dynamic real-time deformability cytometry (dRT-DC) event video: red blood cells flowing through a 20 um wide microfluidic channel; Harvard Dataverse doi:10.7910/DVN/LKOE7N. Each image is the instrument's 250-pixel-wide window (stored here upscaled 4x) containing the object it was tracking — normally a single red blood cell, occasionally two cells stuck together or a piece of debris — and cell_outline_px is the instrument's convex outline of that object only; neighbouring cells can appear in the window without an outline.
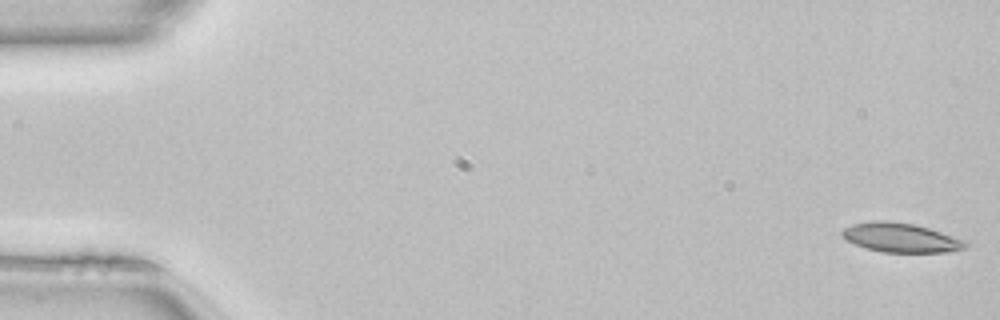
{"species": "common noctule bat (a hibernating species)", "species_latin": "Nyctalus noctula", "temperature_condition": "room temperature", "stored_images_in_passage": 47, "camera_frame_rate_fps": 3000, "um_per_image_px": 0.085, "animal": {"sex": "female", "body_mass_g": 22.7, "forearm_length_mm": 54.2}, "frame": {"image": 1, "passage_image": 1, "time_ms": 0.0, "image_size_px": [1000, 320], "cell_outline_px": [[968, 244], [964, 248], [944, 252], [884, 252], [868, 248], [856, 244], [840, 236], [840, 232], [844, 228], [852, 224], [872, 220], [888, 220], [916, 224], [968, 240]], "centroid_in_image_um": [76.58, 20.18], "position_along_channel_um": 8.4, "area_um2": 21.15}}
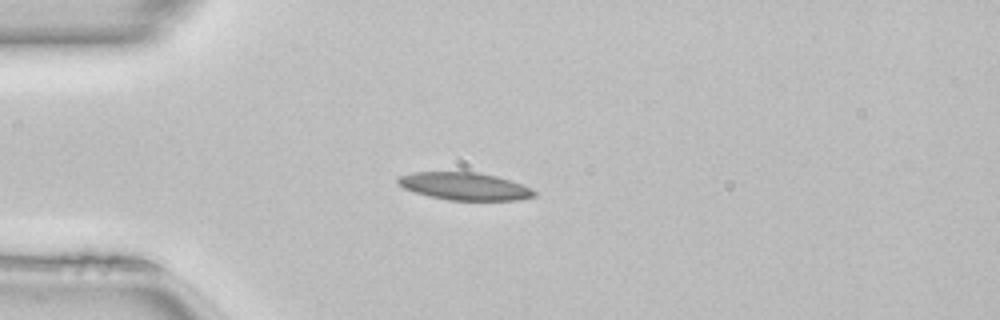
{"frame": {"image": 2, "passage_image": 13, "time_ms": 4.0, "image_size_px": [1000, 320], "cell_outline_px": [[536, 196], [516, 200], [448, 200], [428, 196], [404, 188], [396, 180], [396, 176], [412, 172], [480, 172], [496, 176], [520, 184], [536, 192]], "centroid_in_image_um": [39.44, 15.83], "position_along_channel_um": 45.6, "area_um2": 21.73}}
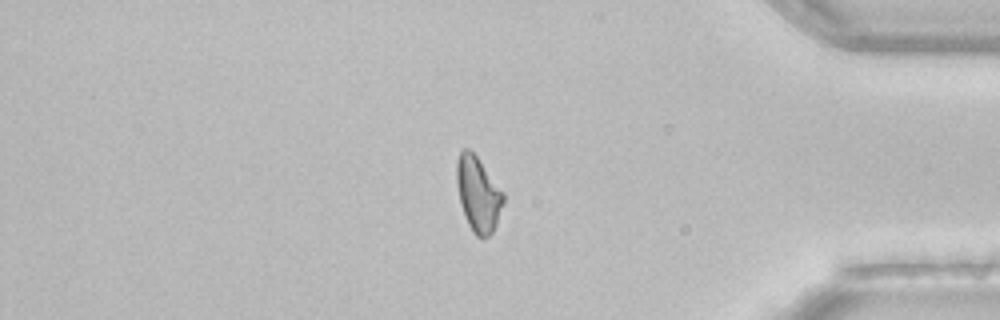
{"frame": {"image": 3, "passage_image": 42, "time_ms": 13.667, "image_size_px": [1000, 320], "cell_outline_px": [[504, 204], [496, 224], [492, 232], [488, 236], [476, 236], [472, 232], [468, 224], [460, 200], [456, 184], [456, 160], [460, 152], [464, 148], [468, 148], [476, 156], [504, 192]], "centroid_in_image_um": [40.64, 16.48], "position_along_channel_um": 394.6, "area_um2": 20.23}}